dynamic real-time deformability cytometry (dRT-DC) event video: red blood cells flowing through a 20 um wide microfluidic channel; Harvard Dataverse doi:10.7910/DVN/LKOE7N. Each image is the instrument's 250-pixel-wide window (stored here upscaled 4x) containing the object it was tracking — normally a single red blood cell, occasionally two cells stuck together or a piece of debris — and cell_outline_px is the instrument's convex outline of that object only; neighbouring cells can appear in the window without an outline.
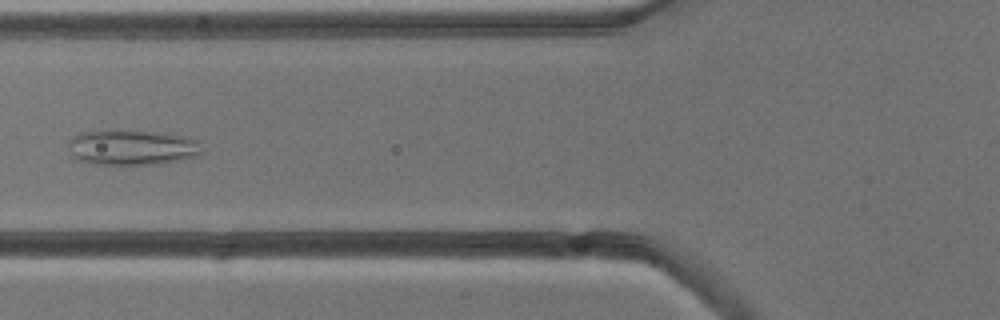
{"species": "common noctule bat (a hibernating species)", "species_latin": "Nyctalus noctula", "temperature_condition": "cold", "stored_images_in_passage": 3, "camera_frame_rate_fps": 3000, "um_per_image_px": 0.085, "animal": {"sex": "male", "body_mass_g": 13.3}, "frame": {"image": 1, "passage_image": 2, "time_ms": 1.333, "image_size_px": [1000, 320], "cell_outline_px": [[200, 156], [160, 164], [88, 164], [76, 160], [72, 156], [68, 144], [68, 140], [72, 136], [80, 132], [104, 128], [116, 128], [152, 132], [200, 140]], "centroid_in_image_um": [11.12, 12.51], "position_along_channel_um": 114.7, "area_um2": 28.15}}